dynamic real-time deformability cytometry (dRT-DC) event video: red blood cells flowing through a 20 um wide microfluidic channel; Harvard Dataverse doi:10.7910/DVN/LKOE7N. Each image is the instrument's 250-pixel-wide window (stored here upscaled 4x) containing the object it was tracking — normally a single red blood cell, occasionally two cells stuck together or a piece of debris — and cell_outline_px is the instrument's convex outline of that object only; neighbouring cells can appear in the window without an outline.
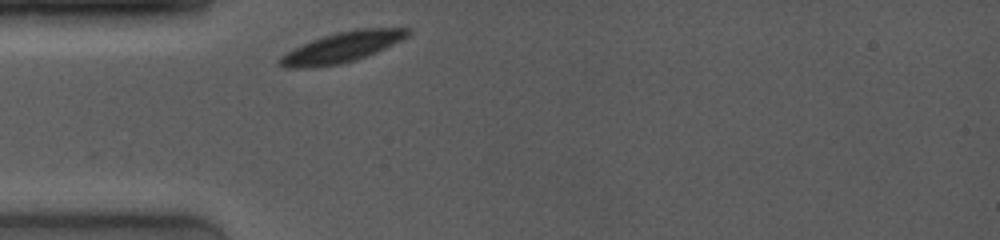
{"species": "common noctule bat (a hibernating species)", "species_latin": "Nyctalus noctula", "temperature_condition": "room temperature", "stored_images_in_passage": 9, "camera_frame_rate_fps": 4000, "um_per_image_px": 0.085, "animal": {"sex": "female", "body_mass_g": 19.0, "forearm_length_mm": 53.3}, "frame": {"image": 1, "passage_image": 1, "time_ms": 0.0, "image_size_px": [1000, 240], "cell_outline_px": [[412, 32], [408, 36], [376, 52], [356, 60], [340, 64], [304, 68], [284, 68], [276, 60], [280, 56], [312, 40], [336, 32], [356, 28], [412, 28]], "centroid_in_image_um": [29.08, 4.01], "position_along_channel_um": 55.9, "area_um2": 22.43}}
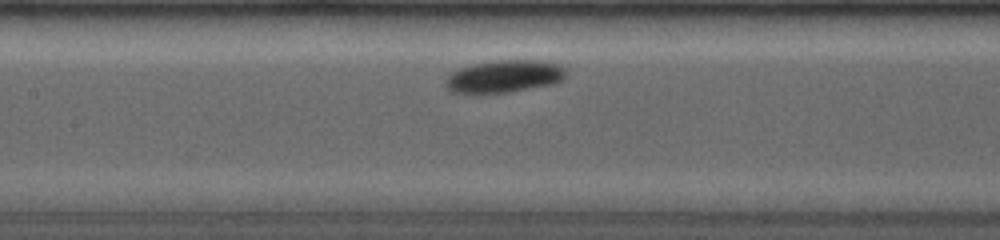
{"frame": {"image": 2, "passage_image": 7, "time_ms": 3.0, "image_size_px": [1000, 240], "cell_outline_px": [[568, 72], [564, 80], [552, 84], [508, 92], [484, 96], [448, 92], [444, 84], [448, 72], [456, 68], [472, 64], [492, 60], [540, 60], [560, 64]], "centroid_in_image_um": [42.77, 6.52], "position_along_channel_um": 164.6, "area_um2": 23.99}}